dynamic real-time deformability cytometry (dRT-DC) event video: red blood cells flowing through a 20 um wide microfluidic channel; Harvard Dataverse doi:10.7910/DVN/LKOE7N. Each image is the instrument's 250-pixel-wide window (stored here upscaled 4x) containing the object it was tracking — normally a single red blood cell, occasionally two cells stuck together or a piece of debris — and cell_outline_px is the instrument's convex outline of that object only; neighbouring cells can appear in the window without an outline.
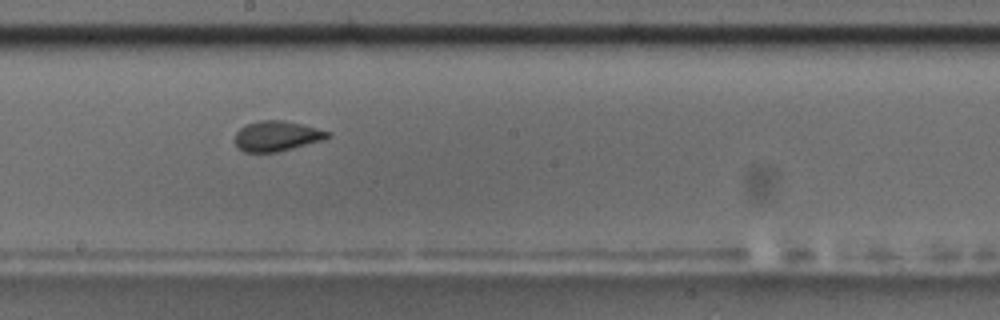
{"species": "common noctule bat (a hibernating species)", "species_latin": "Nyctalus noctula", "temperature_condition": "room temperature", "stored_images_in_passage": 17, "camera_frame_rate_fps": 3000, "um_per_image_px": 0.085, "animal": {"sex": "male", "body_mass_g": 17.5, "forearm_length_mm": 52.3}, "frame": {"image": 1, "passage_image": 10, "time_ms": 10.333, "image_size_px": [1000, 320], "cell_outline_px": [[332, 132], [324, 140], [276, 152], [244, 152], [236, 144], [236, 132], [240, 128], [248, 124], [260, 120], [284, 120]], "centroid_in_image_um": [23.54, 11.56], "position_along_channel_um": 224.7, "area_um2": 16.07}, "authors_computed_cell_mechanics": {"area_um2": 17.629, "velocity_mm_per_s": 3.4371, "shape_relaxation_time_tau1_ms": 8.0355, "shape_relaxation_time_tau2_ms": 1.8154, "deformation_change_tau1": 0.1711, "deformation_change_tau2": 0.0528}}